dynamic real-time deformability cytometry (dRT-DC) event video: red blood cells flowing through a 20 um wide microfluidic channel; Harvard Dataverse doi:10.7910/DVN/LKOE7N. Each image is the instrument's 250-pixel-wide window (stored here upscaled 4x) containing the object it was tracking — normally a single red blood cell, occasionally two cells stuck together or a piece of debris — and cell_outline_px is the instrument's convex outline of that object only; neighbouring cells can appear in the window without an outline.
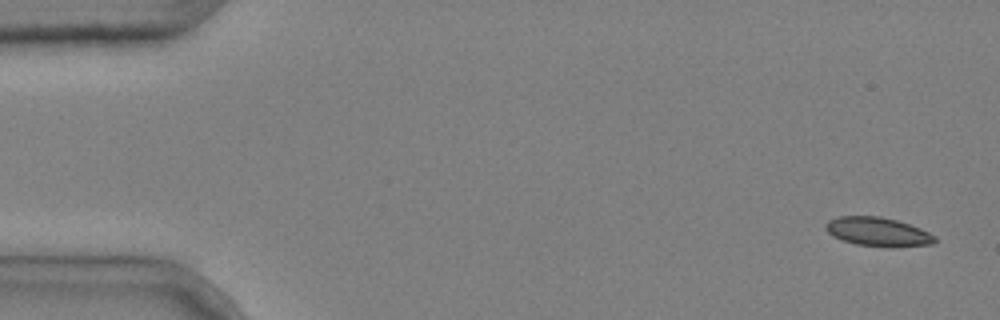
{"species": "common noctule bat (a hibernating species)", "species_latin": "Nyctalus noctula", "temperature_condition": "cold", "stored_images_in_passage": 7, "camera_frame_rate_fps": 3000, "um_per_image_px": 0.085, "animal": {"sex": "male", "body_mass_g": 20.4}, "frame": {"image": 1, "passage_image": 1, "time_ms": 0.0, "image_size_px": [1000, 320], "cell_outline_px": [[936, 240], [932, 244], [892, 248], [856, 244], [832, 236], [824, 228], [824, 224], [828, 220], [840, 216], [880, 216], [896, 220], [920, 228], [936, 236]], "centroid_in_image_um": [74.61, 19.71], "position_along_channel_um": 10.4, "area_um2": 18.5}}
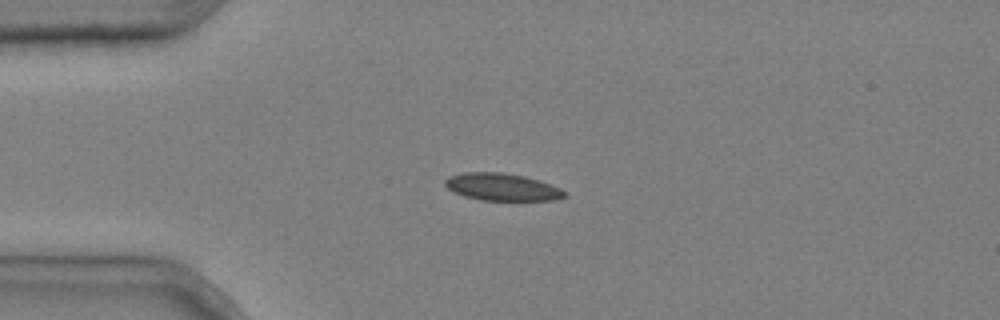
{"frame": {"image": 2, "passage_image": 4, "time_ms": 1.0, "image_size_px": [1000, 320], "cell_outline_px": [[568, 196], [556, 200], [480, 200], [464, 196], [448, 188], [444, 184], [444, 180], [448, 176], [464, 172], [504, 172], [524, 176], [560, 188], [568, 192]], "centroid_in_image_um": [42.68, 15.89], "position_along_channel_um": 42.3, "area_um2": 19.02}}